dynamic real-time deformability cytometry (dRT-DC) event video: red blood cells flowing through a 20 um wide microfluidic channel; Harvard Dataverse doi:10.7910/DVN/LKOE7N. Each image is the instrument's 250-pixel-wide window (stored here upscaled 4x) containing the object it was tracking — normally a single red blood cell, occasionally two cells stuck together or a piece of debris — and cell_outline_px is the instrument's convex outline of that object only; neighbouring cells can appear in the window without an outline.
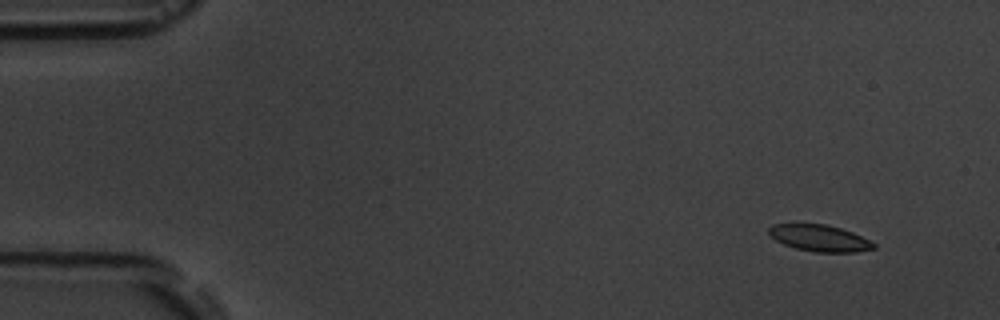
{"species": "common noctule bat (a hibernating species)", "species_latin": "Nyctalus noctula", "temperature_condition": "room temperature", "stored_images_in_passage": 10, "camera_frame_rate_fps": 3000, "um_per_image_px": 0.085, "animal": {"sex": "male", "body_mass_g": 19.5, "forearm_length_mm": 54.6}, "frame": {"image": 1, "passage_image": 1, "time_ms": 0.0, "image_size_px": [1000, 320], "cell_outline_px": [[876, 248], [856, 252], [816, 252], [796, 248], [784, 244], [776, 240], [768, 232], [768, 228], [772, 224], [828, 224], [852, 232], [876, 244]], "centroid_in_image_um": [69.67, 20.24], "position_along_channel_um": 15.3, "area_um2": 16.07}}
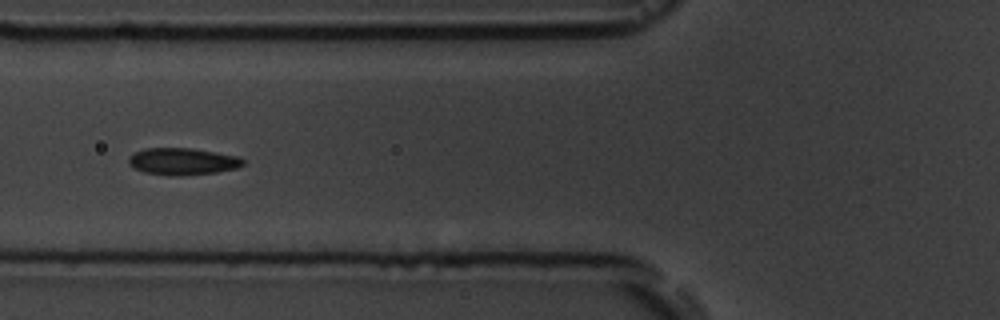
{"frame": {"image": 2, "passage_image": 6, "time_ms": 5.667, "image_size_px": [1000, 320], "cell_outline_px": [[244, 164], [236, 168], [216, 172], [180, 176], [168, 176], [144, 172], [132, 168], [128, 164], [128, 156], [144, 148], [192, 148], [236, 156], [244, 160]], "centroid_in_image_um": [15.46, 13.73], "position_along_channel_um": 110.3, "area_um2": 18.03}}
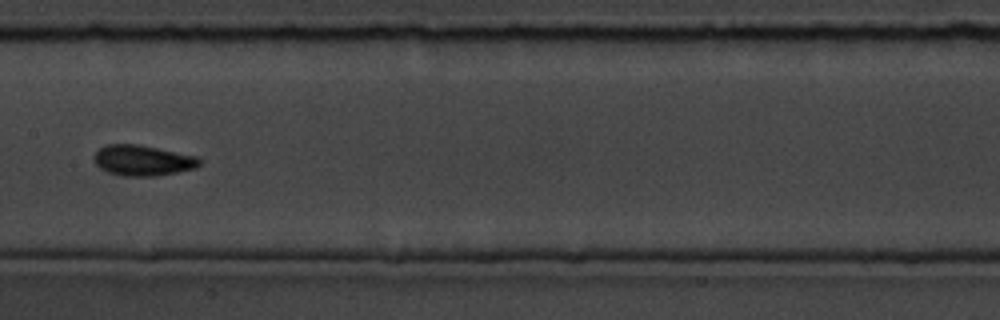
{"frame": {"image": 3, "passage_image": 8, "time_ms": 8.0, "image_size_px": [1000, 320], "cell_outline_px": [[204, 160], [196, 168], [156, 176], [124, 176], [108, 172], [100, 168], [96, 164], [92, 156], [100, 148], [108, 144], [140, 144], [200, 156]], "centroid_in_image_um": [12.18, 13.62], "position_along_channel_um": 195.2, "area_um2": 19.13}}